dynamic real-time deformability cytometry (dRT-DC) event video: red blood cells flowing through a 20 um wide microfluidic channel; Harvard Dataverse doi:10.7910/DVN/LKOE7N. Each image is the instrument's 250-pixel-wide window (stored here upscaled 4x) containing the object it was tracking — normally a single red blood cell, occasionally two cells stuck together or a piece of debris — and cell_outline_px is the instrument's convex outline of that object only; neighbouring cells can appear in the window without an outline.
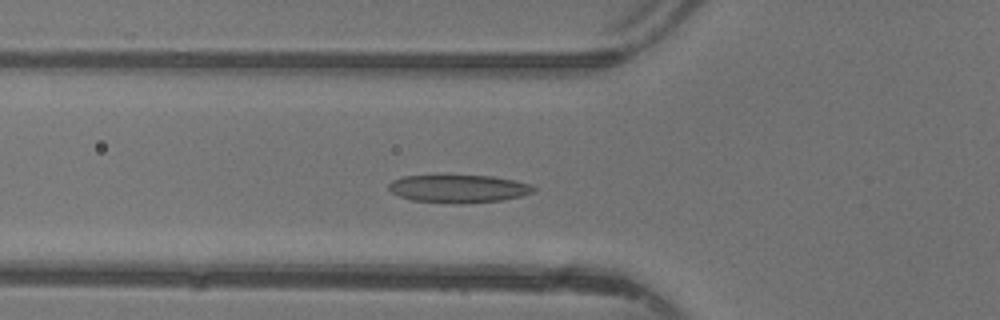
{"species": "common noctule bat (a hibernating species)", "species_latin": "Nyctalus noctula", "temperature_condition": "warm", "stored_images_in_passage": 44, "camera_frame_rate_fps": 3000, "um_per_image_px": 0.085, "animal": {"sex": "female"}, "frame": {"image": 1, "passage_image": 14, "time_ms": 4.333, "image_size_px": [1000, 320], "cell_outline_px": [[536, 188], [532, 192], [520, 196], [500, 200], [460, 204], [452, 204], [412, 200], [400, 196], [392, 192], [388, 188], [388, 184], [392, 180], [404, 176], [492, 176], [512, 180], [528, 184]], "centroid_in_image_um": [38.93, 16.05], "position_along_channel_um": 86.9, "area_um2": 23.24}}
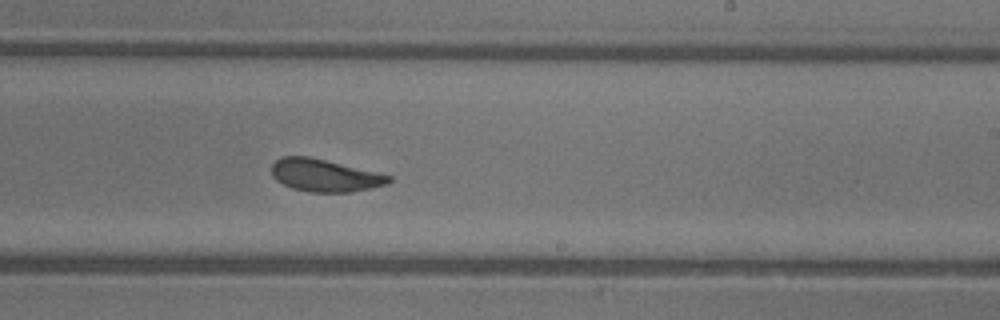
{"frame": {"image": 2, "passage_image": 26, "time_ms": 8.333, "image_size_px": [1000, 320], "cell_outline_px": [[392, 180], [388, 184], [348, 192], [308, 192], [292, 188], [276, 180], [272, 176], [272, 164], [276, 160], [284, 156], [308, 156], [376, 172], [392, 176]], "centroid_in_image_um": [27.58, 14.91], "position_along_channel_um": 261.4, "area_um2": 21.91}}
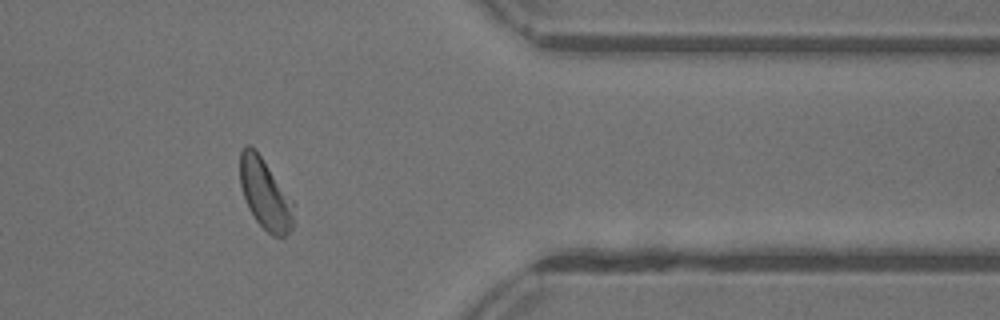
{"frame": {"image": 3, "passage_image": 36, "time_ms": 11.667, "image_size_px": [1000, 320], "cell_outline_px": [[296, 204], [292, 228], [284, 236], [272, 236], [256, 220], [248, 208], [240, 184], [240, 152], [244, 144], [248, 144], [256, 148]], "centroid_in_image_um": [22.55, 16.45], "position_along_channel_um": 388.8, "area_um2": 22.43}, "authors_computed_cell_mechanics": {"area_um2": 22.8021, "velocity_mm_per_s": 4.3552, "shape_relaxation_time_tau1_ms": 2.9872, "shape_relaxation_time_tau2_ms": 1.3359, "deformation_change_tau1": 0.1251, "deformation_change_tau2": 0.0722}}